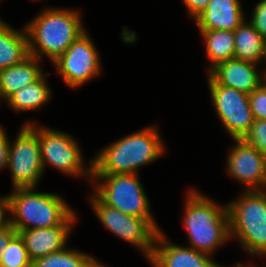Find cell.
<instances>
[{"mask_svg":"<svg viewBox=\"0 0 266 267\" xmlns=\"http://www.w3.org/2000/svg\"><path fill=\"white\" fill-rule=\"evenodd\" d=\"M49 73H43L35 82L27 84L13 93L5 104L8 109L14 113H23L24 111H40L43 106L47 105L52 99L53 93L48 85Z\"/></svg>","mask_w":266,"mask_h":267,"instance_id":"cell-17","label":"cell"},{"mask_svg":"<svg viewBox=\"0 0 266 267\" xmlns=\"http://www.w3.org/2000/svg\"><path fill=\"white\" fill-rule=\"evenodd\" d=\"M261 64H266V39H265V46H264V57H263V63ZM265 65H263V68L264 70H262L263 74H264V77L266 78V66L264 67Z\"/></svg>","mask_w":266,"mask_h":267,"instance_id":"cell-32","label":"cell"},{"mask_svg":"<svg viewBox=\"0 0 266 267\" xmlns=\"http://www.w3.org/2000/svg\"><path fill=\"white\" fill-rule=\"evenodd\" d=\"M139 175H92L90 185L92 192L109 207L131 216L152 219L159 226Z\"/></svg>","mask_w":266,"mask_h":267,"instance_id":"cell-7","label":"cell"},{"mask_svg":"<svg viewBox=\"0 0 266 267\" xmlns=\"http://www.w3.org/2000/svg\"><path fill=\"white\" fill-rule=\"evenodd\" d=\"M17 234L18 232L11 225H9L6 229L0 231V267H1V253Z\"/></svg>","mask_w":266,"mask_h":267,"instance_id":"cell-29","label":"cell"},{"mask_svg":"<svg viewBox=\"0 0 266 267\" xmlns=\"http://www.w3.org/2000/svg\"><path fill=\"white\" fill-rule=\"evenodd\" d=\"M247 266L248 267H259V266H257L256 264H253V263L252 264L251 263H248ZM260 267H261V265H260ZM265 267H266V265H265Z\"/></svg>","mask_w":266,"mask_h":267,"instance_id":"cell-34","label":"cell"},{"mask_svg":"<svg viewBox=\"0 0 266 267\" xmlns=\"http://www.w3.org/2000/svg\"><path fill=\"white\" fill-rule=\"evenodd\" d=\"M90 36L86 30L51 63L68 88L78 89L102 72L101 56Z\"/></svg>","mask_w":266,"mask_h":267,"instance_id":"cell-10","label":"cell"},{"mask_svg":"<svg viewBox=\"0 0 266 267\" xmlns=\"http://www.w3.org/2000/svg\"><path fill=\"white\" fill-rule=\"evenodd\" d=\"M248 96L253 118L255 120L266 119V81Z\"/></svg>","mask_w":266,"mask_h":267,"instance_id":"cell-25","label":"cell"},{"mask_svg":"<svg viewBox=\"0 0 266 267\" xmlns=\"http://www.w3.org/2000/svg\"><path fill=\"white\" fill-rule=\"evenodd\" d=\"M88 202L100 223L118 239L134 246L148 261L152 256L156 237L161 229L152 219L124 214L104 204L94 193L88 194Z\"/></svg>","mask_w":266,"mask_h":267,"instance_id":"cell-8","label":"cell"},{"mask_svg":"<svg viewBox=\"0 0 266 267\" xmlns=\"http://www.w3.org/2000/svg\"><path fill=\"white\" fill-rule=\"evenodd\" d=\"M1 267H32L23 239L17 234L1 253Z\"/></svg>","mask_w":266,"mask_h":267,"instance_id":"cell-23","label":"cell"},{"mask_svg":"<svg viewBox=\"0 0 266 267\" xmlns=\"http://www.w3.org/2000/svg\"><path fill=\"white\" fill-rule=\"evenodd\" d=\"M10 225L9 200L6 195L0 196V231Z\"/></svg>","mask_w":266,"mask_h":267,"instance_id":"cell-28","label":"cell"},{"mask_svg":"<svg viewBox=\"0 0 266 267\" xmlns=\"http://www.w3.org/2000/svg\"><path fill=\"white\" fill-rule=\"evenodd\" d=\"M81 10L44 6L24 26L28 36L29 55L43 60L47 57L54 62L66 49L83 34Z\"/></svg>","mask_w":266,"mask_h":267,"instance_id":"cell-3","label":"cell"},{"mask_svg":"<svg viewBox=\"0 0 266 267\" xmlns=\"http://www.w3.org/2000/svg\"><path fill=\"white\" fill-rule=\"evenodd\" d=\"M185 194L181 224L187 234L186 246L213 256L231 241L227 203L218 204L194 187Z\"/></svg>","mask_w":266,"mask_h":267,"instance_id":"cell-2","label":"cell"},{"mask_svg":"<svg viewBox=\"0 0 266 267\" xmlns=\"http://www.w3.org/2000/svg\"><path fill=\"white\" fill-rule=\"evenodd\" d=\"M28 124L38 135L41 162L46 172L47 166L53 167L59 173L72 178L92 180V158H84L82 147L78 140L68 132L38 124L35 120H27Z\"/></svg>","mask_w":266,"mask_h":267,"instance_id":"cell-6","label":"cell"},{"mask_svg":"<svg viewBox=\"0 0 266 267\" xmlns=\"http://www.w3.org/2000/svg\"><path fill=\"white\" fill-rule=\"evenodd\" d=\"M107 265L95 256L78 249H64L38 258L32 262V267H106Z\"/></svg>","mask_w":266,"mask_h":267,"instance_id":"cell-22","label":"cell"},{"mask_svg":"<svg viewBox=\"0 0 266 267\" xmlns=\"http://www.w3.org/2000/svg\"><path fill=\"white\" fill-rule=\"evenodd\" d=\"M205 47L206 58L210 63L207 67L208 74L219 63L234 59L235 39L234 31L228 30H199Z\"/></svg>","mask_w":266,"mask_h":267,"instance_id":"cell-20","label":"cell"},{"mask_svg":"<svg viewBox=\"0 0 266 267\" xmlns=\"http://www.w3.org/2000/svg\"><path fill=\"white\" fill-rule=\"evenodd\" d=\"M8 136L4 126L0 125V143Z\"/></svg>","mask_w":266,"mask_h":267,"instance_id":"cell-31","label":"cell"},{"mask_svg":"<svg viewBox=\"0 0 266 267\" xmlns=\"http://www.w3.org/2000/svg\"><path fill=\"white\" fill-rule=\"evenodd\" d=\"M234 59L260 65L264 57L265 39L247 19L234 30Z\"/></svg>","mask_w":266,"mask_h":267,"instance_id":"cell-21","label":"cell"},{"mask_svg":"<svg viewBox=\"0 0 266 267\" xmlns=\"http://www.w3.org/2000/svg\"><path fill=\"white\" fill-rule=\"evenodd\" d=\"M249 19L251 25L266 39V0H259L254 5Z\"/></svg>","mask_w":266,"mask_h":267,"instance_id":"cell-26","label":"cell"},{"mask_svg":"<svg viewBox=\"0 0 266 267\" xmlns=\"http://www.w3.org/2000/svg\"><path fill=\"white\" fill-rule=\"evenodd\" d=\"M241 0H211L194 22L198 30L234 31L247 18Z\"/></svg>","mask_w":266,"mask_h":267,"instance_id":"cell-16","label":"cell"},{"mask_svg":"<svg viewBox=\"0 0 266 267\" xmlns=\"http://www.w3.org/2000/svg\"><path fill=\"white\" fill-rule=\"evenodd\" d=\"M41 60L29 56L23 62L0 70V93L6 101L13 93L35 82L45 71Z\"/></svg>","mask_w":266,"mask_h":267,"instance_id":"cell-19","label":"cell"},{"mask_svg":"<svg viewBox=\"0 0 266 267\" xmlns=\"http://www.w3.org/2000/svg\"><path fill=\"white\" fill-rule=\"evenodd\" d=\"M78 213L73 212L61 225L46 228L20 230L31 262L68 246L69 238L78 220Z\"/></svg>","mask_w":266,"mask_h":267,"instance_id":"cell-14","label":"cell"},{"mask_svg":"<svg viewBox=\"0 0 266 267\" xmlns=\"http://www.w3.org/2000/svg\"><path fill=\"white\" fill-rule=\"evenodd\" d=\"M207 85L218 120L231 139H243L250 131L254 118L246 93L219 85L209 74Z\"/></svg>","mask_w":266,"mask_h":267,"instance_id":"cell-11","label":"cell"},{"mask_svg":"<svg viewBox=\"0 0 266 267\" xmlns=\"http://www.w3.org/2000/svg\"><path fill=\"white\" fill-rule=\"evenodd\" d=\"M256 63L230 59L219 63L208 74L219 84L249 95L266 81Z\"/></svg>","mask_w":266,"mask_h":267,"instance_id":"cell-15","label":"cell"},{"mask_svg":"<svg viewBox=\"0 0 266 267\" xmlns=\"http://www.w3.org/2000/svg\"><path fill=\"white\" fill-rule=\"evenodd\" d=\"M1 102H5V100L2 98L1 93H0V104H2Z\"/></svg>","mask_w":266,"mask_h":267,"instance_id":"cell-35","label":"cell"},{"mask_svg":"<svg viewBox=\"0 0 266 267\" xmlns=\"http://www.w3.org/2000/svg\"><path fill=\"white\" fill-rule=\"evenodd\" d=\"M220 267H226L224 265H221ZM229 267H248L247 264H243L242 262H236L233 266H229Z\"/></svg>","mask_w":266,"mask_h":267,"instance_id":"cell-33","label":"cell"},{"mask_svg":"<svg viewBox=\"0 0 266 267\" xmlns=\"http://www.w3.org/2000/svg\"><path fill=\"white\" fill-rule=\"evenodd\" d=\"M29 56L25 26L15 29L0 17V70L17 65Z\"/></svg>","mask_w":266,"mask_h":267,"instance_id":"cell-18","label":"cell"},{"mask_svg":"<svg viewBox=\"0 0 266 267\" xmlns=\"http://www.w3.org/2000/svg\"><path fill=\"white\" fill-rule=\"evenodd\" d=\"M156 124L108 143L92 157V175L139 173L166 154V144Z\"/></svg>","mask_w":266,"mask_h":267,"instance_id":"cell-1","label":"cell"},{"mask_svg":"<svg viewBox=\"0 0 266 267\" xmlns=\"http://www.w3.org/2000/svg\"><path fill=\"white\" fill-rule=\"evenodd\" d=\"M190 18L195 20L205 10L211 0H181Z\"/></svg>","mask_w":266,"mask_h":267,"instance_id":"cell-27","label":"cell"},{"mask_svg":"<svg viewBox=\"0 0 266 267\" xmlns=\"http://www.w3.org/2000/svg\"><path fill=\"white\" fill-rule=\"evenodd\" d=\"M263 191L266 193V184H265V187H264Z\"/></svg>","mask_w":266,"mask_h":267,"instance_id":"cell-36","label":"cell"},{"mask_svg":"<svg viewBox=\"0 0 266 267\" xmlns=\"http://www.w3.org/2000/svg\"><path fill=\"white\" fill-rule=\"evenodd\" d=\"M10 225L20 230L61 225L74 211L61 194L38 187L14 188L7 195Z\"/></svg>","mask_w":266,"mask_h":267,"instance_id":"cell-4","label":"cell"},{"mask_svg":"<svg viewBox=\"0 0 266 267\" xmlns=\"http://www.w3.org/2000/svg\"><path fill=\"white\" fill-rule=\"evenodd\" d=\"M160 230L153 247L152 256L147 261L151 267H220L213 256L182 246L169 240Z\"/></svg>","mask_w":266,"mask_h":267,"instance_id":"cell-13","label":"cell"},{"mask_svg":"<svg viewBox=\"0 0 266 267\" xmlns=\"http://www.w3.org/2000/svg\"><path fill=\"white\" fill-rule=\"evenodd\" d=\"M9 152V136L0 143V171L7 169Z\"/></svg>","mask_w":266,"mask_h":267,"instance_id":"cell-30","label":"cell"},{"mask_svg":"<svg viewBox=\"0 0 266 267\" xmlns=\"http://www.w3.org/2000/svg\"><path fill=\"white\" fill-rule=\"evenodd\" d=\"M227 152L225 171L245 191L263 190L266 184V156L244 139H233Z\"/></svg>","mask_w":266,"mask_h":267,"instance_id":"cell-12","label":"cell"},{"mask_svg":"<svg viewBox=\"0 0 266 267\" xmlns=\"http://www.w3.org/2000/svg\"><path fill=\"white\" fill-rule=\"evenodd\" d=\"M243 139L266 156V119H254L250 131Z\"/></svg>","mask_w":266,"mask_h":267,"instance_id":"cell-24","label":"cell"},{"mask_svg":"<svg viewBox=\"0 0 266 267\" xmlns=\"http://www.w3.org/2000/svg\"><path fill=\"white\" fill-rule=\"evenodd\" d=\"M227 202L230 239L251 258L266 257V193L245 191Z\"/></svg>","mask_w":266,"mask_h":267,"instance_id":"cell-5","label":"cell"},{"mask_svg":"<svg viewBox=\"0 0 266 267\" xmlns=\"http://www.w3.org/2000/svg\"><path fill=\"white\" fill-rule=\"evenodd\" d=\"M7 169L11 176V189L37 187L45 171L41 162L37 133L22 124L13 140L9 138Z\"/></svg>","mask_w":266,"mask_h":267,"instance_id":"cell-9","label":"cell"}]
</instances>
